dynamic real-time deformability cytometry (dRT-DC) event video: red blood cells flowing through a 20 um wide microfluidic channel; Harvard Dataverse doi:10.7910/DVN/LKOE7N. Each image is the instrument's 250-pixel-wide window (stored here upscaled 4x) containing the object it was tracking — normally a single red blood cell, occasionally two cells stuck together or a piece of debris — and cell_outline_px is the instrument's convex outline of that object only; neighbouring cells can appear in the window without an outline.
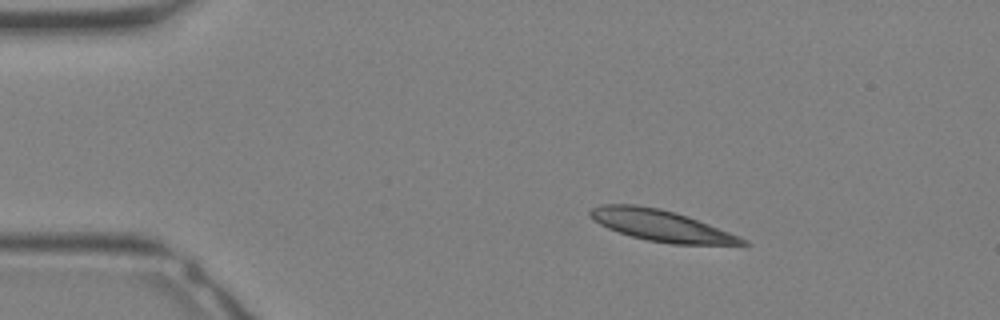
{"species": "Egyptian fruit bat (a non-hibernating species)", "species_latin": "Rousettus aegyptiacus", "temperature_condition": "warm", "stored_images_in_passage": 28, "camera_frame_rate_fps": 3000, "um_per_image_px": 0.085, "animal": {"sex": "female"}, "frame": {"image": 1, "passage_image": 1, "time_ms": 0.0, "image_size_px": [1000, 320], "cell_outline_px": [[752, 244], [672, 244], [648, 240], [632, 236], [608, 228], [592, 220], [588, 216], [588, 212], [592, 208], [604, 204], [636, 204], [660, 208], [676, 212], [688, 216], [740, 236], [748, 240]], "centroid_in_image_um": [56.18, 19.16], "position_along_channel_um": 28.8, "area_um2": 27.63}}
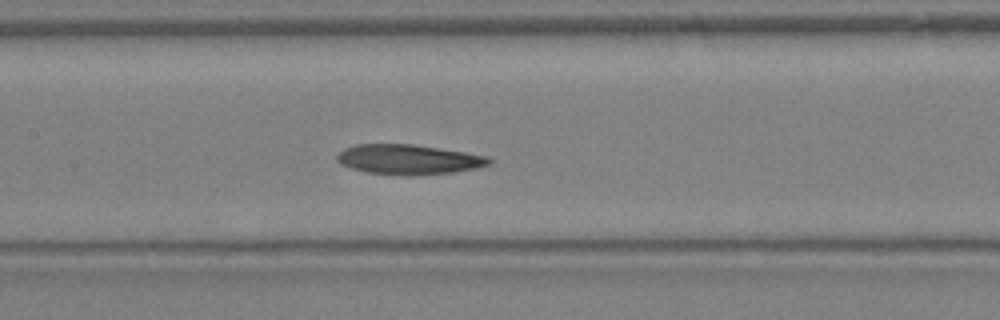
{"frame": {"image": 2, "passage_image": 11, "time_ms": 3.333, "image_size_px": [1000, 320], "cell_outline_px": [[492, 164], [476, 168], [452, 172], [412, 176], [408, 176], [368, 172], [352, 168], [340, 164], [336, 160], [336, 156], [344, 148], [356, 144], [412, 144], [440, 148], [488, 156], [492, 160]], "centroid_in_image_um": [34.73, 13.55], "position_along_channel_um": 172.7, "area_um2": 26.53}}
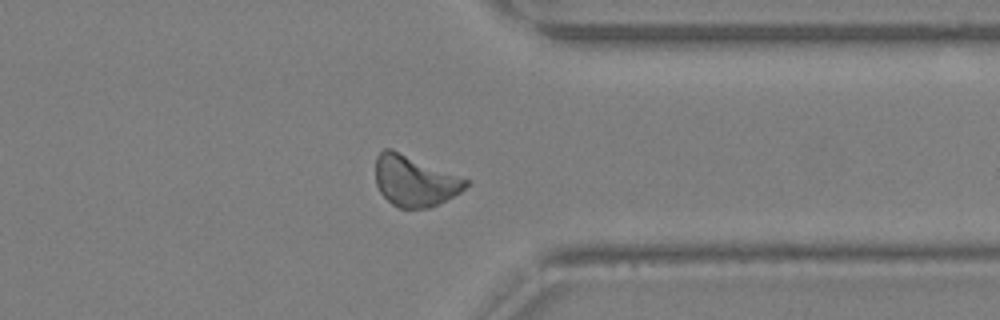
{"frame": {"image": 3, "passage_image": 21, "time_ms": 6.667, "image_size_px": [1000, 320], "cell_outline_px": [[468, 184], [460, 192], [428, 208], [400, 208], [392, 204], [380, 192], [376, 184], [376, 156], [384, 148], [392, 148], [468, 180]], "centroid_in_image_um": [35.19, 15.36], "position_along_channel_um": 376.2, "area_um2": 26.3}}